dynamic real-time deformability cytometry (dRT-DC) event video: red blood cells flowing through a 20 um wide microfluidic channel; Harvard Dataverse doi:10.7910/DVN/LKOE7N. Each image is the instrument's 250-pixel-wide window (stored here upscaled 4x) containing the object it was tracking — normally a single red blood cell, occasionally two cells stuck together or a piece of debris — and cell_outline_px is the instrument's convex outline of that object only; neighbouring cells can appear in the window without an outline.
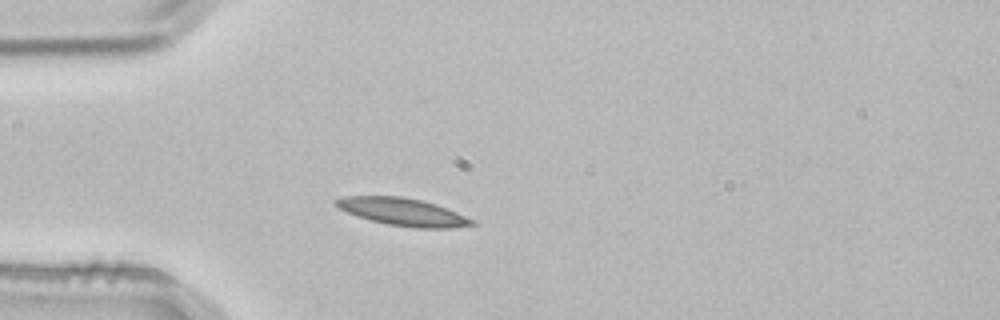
{"species": "common noctule bat (a hibernating species)", "species_latin": "Nyctalus noctula", "temperature_condition": "room temperature", "stored_images_in_passage": 1, "camera_frame_rate_fps": 3000, "um_per_image_px": 0.085, "animal": {"sex": "male", "body_mass_g": 21.5, "forearm_length_mm": 52.0}, "frame": {"image": 1, "passage_image": 1, "time_ms": 0.0, "image_size_px": [1000, 320], "cell_outline_px": [[476, 224], [448, 228], [416, 228], [388, 224], [356, 216], [340, 208], [336, 204], [336, 200], [344, 196], [400, 196], [420, 200], [456, 212], [476, 220]], "centroid_in_image_um": [34.26, 18.02], "position_along_channel_um": 50.7, "area_um2": 21.33}}